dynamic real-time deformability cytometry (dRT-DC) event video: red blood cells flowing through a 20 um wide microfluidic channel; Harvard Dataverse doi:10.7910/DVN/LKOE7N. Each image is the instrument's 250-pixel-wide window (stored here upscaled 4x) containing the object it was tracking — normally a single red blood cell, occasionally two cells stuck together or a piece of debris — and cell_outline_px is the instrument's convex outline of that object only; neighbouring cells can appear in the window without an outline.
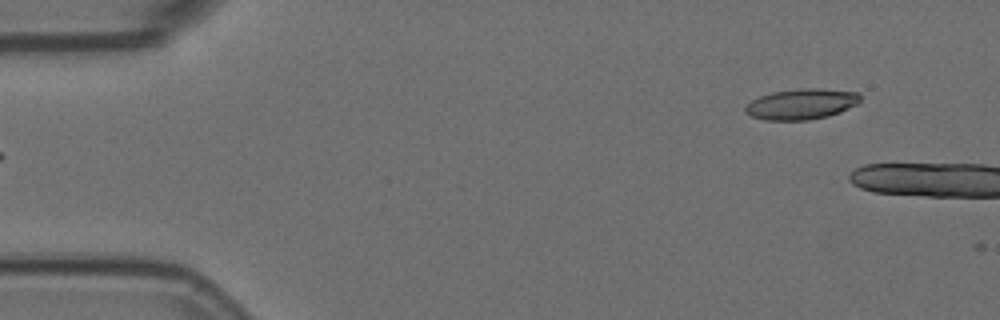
{"species": "Egyptian fruit bat (a non-hibernating species)", "species_latin": "Rousettus aegyptiacus", "temperature_condition": "room temperature", "stored_images_in_passage": 5, "segment_of_instrument_passage": [2, 2], "camera_frame_rate_fps": 3000, "um_per_image_px": 0.085, "animal": {"sex": "female"}, "frame": {"image": 1, "passage_image": 5, "time_ms": 1.333, "image_size_px": [1000, 320], "cell_outline_px": [[860, 100], [856, 104], [840, 112], [828, 116], [808, 120], [764, 120], [752, 116], [744, 112], [744, 108], [752, 100], [760, 96], [772, 92], [800, 88], [820, 88], [856, 92], [860, 96]], "centroid_in_image_um": [68.1, 8.84], "position_along_channel_um": 16.9, "area_um2": 20.46}}